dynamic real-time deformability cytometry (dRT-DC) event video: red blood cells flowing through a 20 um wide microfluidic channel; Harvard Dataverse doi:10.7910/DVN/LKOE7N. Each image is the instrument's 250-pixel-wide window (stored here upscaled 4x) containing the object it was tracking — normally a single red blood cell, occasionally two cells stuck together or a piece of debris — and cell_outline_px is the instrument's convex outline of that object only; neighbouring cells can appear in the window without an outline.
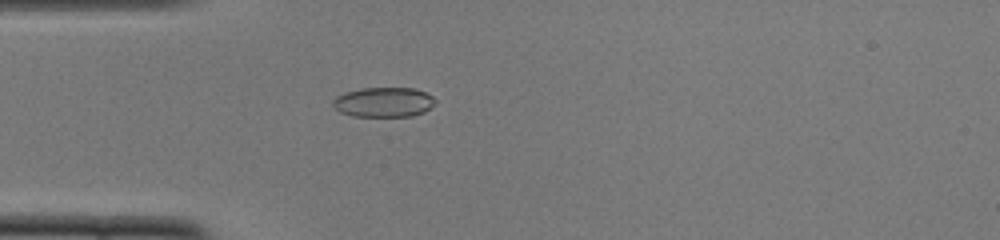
{"species": "common noctule bat (a hibernating species)", "species_latin": "Nyctalus noctula", "temperature_condition": "cold", "stored_images_in_passage": 52, "camera_frame_rate_fps": 3000, "um_per_image_px": 0.085, "animal": {"sex": "female", "body_mass_g": 22.0, "forearm_length_mm": 56.7}, "frame": {"image": 1, "passage_image": 15, "time_ms": 4.667, "image_size_px": [1000, 240], "cell_outline_px": [[436, 100], [424, 112], [412, 116], [352, 116], [340, 112], [332, 104], [332, 100], [336, 96], [344, 92], [360, 88], [412, 88], [424, 92], [432, 96]], "centroid_in_image_um": [32.56, 8.68], "position_along_channel_um": 52.4, "area_um2": 17.69}}
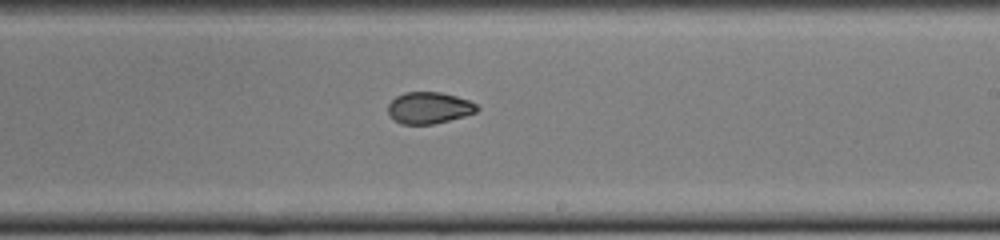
{"frame": {"image": 2, "passage_image": 31, "time_ms": 10.0, "image_size_px": [1000, 240], "cell_outline_px": [[480, 108], [476, 112], [464, 116], [432, 124], [400, 124], [388, 112], [388, 104], [396, 96], [404, 92], [440, 92], [456, 96], [468, 100], [476, 104]], "centroid_in_image_um": [36.47, 9.16], "position_along_channel_um": 252.5, "area_um2": 16.24}}
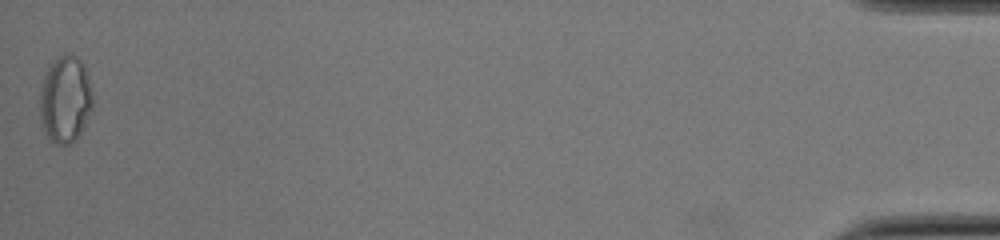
{"frame": {"image": 3, "passage_image": 52, "time_ms": 17.0, "image_size_px": [1000, 240], "cell_outline_px": [[92, 108], [76, 140], [68, 144], [56, 144], [48, 140], [44, 132], [40, 120], [40, 88], [48, 64], [52, 60], [64, 52], [72, 52], [84, 64], [88, 76], [92, 96]], "centroid_in_image_um": [5.52, 8.41], "position_along_channel_um": 429.7, "area_um2": 27.22}, "authors_computed_cell_mechanics": {"area_um2": 17.7735, "velocity_mm_per_s": 3.888, "shape_relaxation_time_tau1_ms": 10.646, "shape_relaxation_time_tau2_ms": 2.382, "deformation_change_tau1": 0.1937, "deformation_change_tau2": 0.0571}}